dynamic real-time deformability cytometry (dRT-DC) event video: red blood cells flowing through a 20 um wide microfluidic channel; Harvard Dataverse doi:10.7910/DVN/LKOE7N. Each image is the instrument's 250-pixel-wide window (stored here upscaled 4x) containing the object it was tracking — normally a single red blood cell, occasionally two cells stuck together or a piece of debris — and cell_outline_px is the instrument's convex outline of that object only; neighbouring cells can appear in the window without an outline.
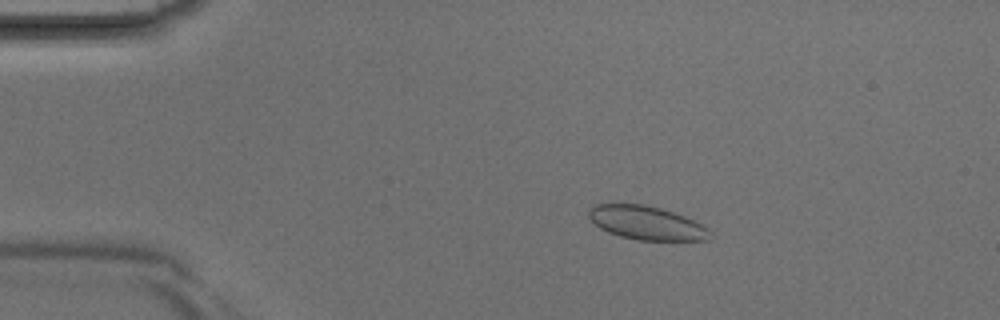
{"species": "Egyptian fruit bat (a non-hibernating species)", "species_latin": "Rousettus aegyptiacus", "temperature_condition": "room temperature", "stored_images_in_passage": 4, "camera_frame_rate_fps": 3000, "um_per_image_px": 0.085, "animal": {"sex": "male"}, "frame": {"image": 1, "passage_image": 2, "time_ms": 0.333, "image_size_px": [1000, 320], "cell_outline_px": [[712, 232], [708, 240], [640, 240], [620, 236], [608, 232], [600, 228], [588, 216], [588, 208], [596, 204], [644, 204], [660, 208], [684, 216], [704, 224]], "centroid_in_image_um": [54.97, 18.94], "position_along_channel_um": 30.0, "area_um2": 23.76}}
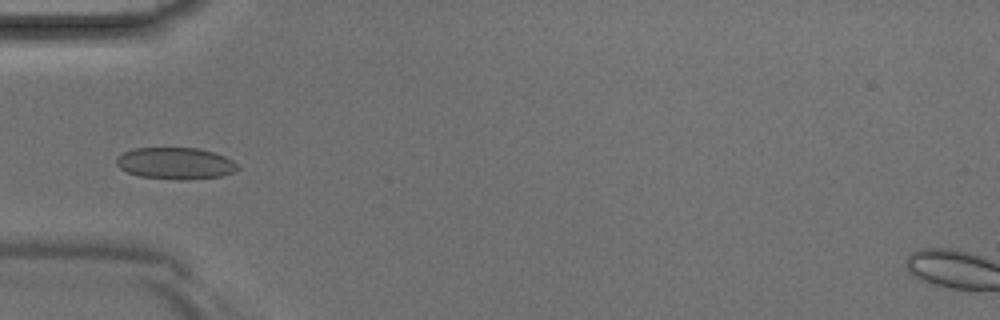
{"frame": {"image": 2, "passage_image": 3, "time_ms": 0.667, "image_size_px": [1000, 320], "cell_outline_px": [[240, 168], [236, 172], [220, 176], [188, 180], [180, 180], [140, 176], [128, 172], [120, 168], [116, 164], [116, 160], [124, 152], [132, 148], [196, 148], [212, 152], [224, 156], [232, 160]], "centroid_in_image_um": [14.93, 13.89], "position_along_channel_um": 70.1, "area_um2": 22.31}}